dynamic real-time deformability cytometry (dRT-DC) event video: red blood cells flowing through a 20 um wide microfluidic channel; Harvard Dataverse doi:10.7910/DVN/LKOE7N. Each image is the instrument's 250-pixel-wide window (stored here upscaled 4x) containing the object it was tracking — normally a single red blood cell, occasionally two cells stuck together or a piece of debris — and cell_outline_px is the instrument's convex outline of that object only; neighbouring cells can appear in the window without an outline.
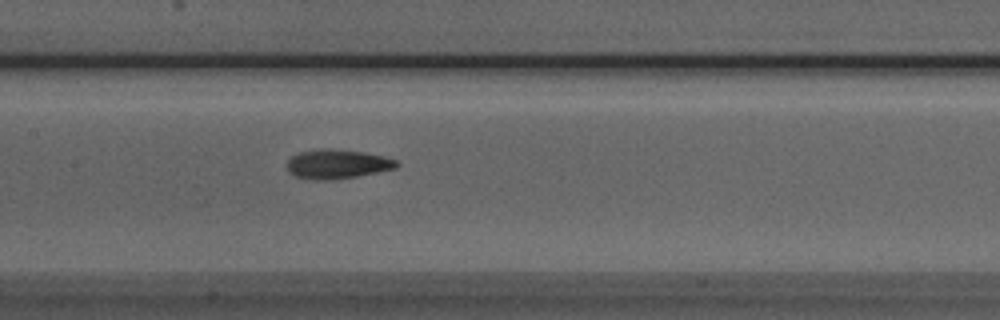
{"species": "Egyptian fruit bat (a non-hibernating species)", "species_latin": "Rousettus aegyptiacus", "temperature_condition": "room temperature", "stored_images_in_passage": 36, "camera_frame_rate_fps": 3000, "um_per_image_px": 0.085, "animal": {"sex": "male"}, "frame": {"image": 1, "passage_image": 13, "time_ms": 4.0, "image_size_px": [1000, 320], "cell_outline_px": [[400, 164], [396, 168], [356, 176], [328, 180], [316, 180], [296, 176], [288, 172], [284, 164], [292, 156], [300, 152], [320, 148], [332, 148], [364, 152], [384, 156], [396, 160]], "centroid_in_image_um": [28.63, 13.93], "position_along_channel_um": 178.8, "area_um2": 18.79}}
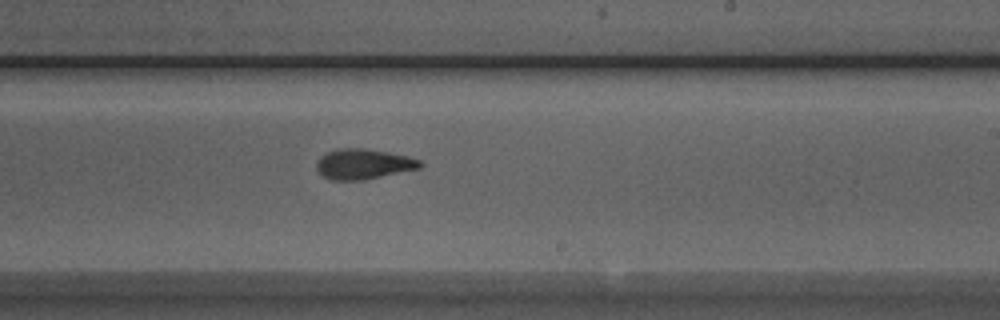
{"frame": {"image": 2, "passage_image": 19, "time_ms": 6.0, "image_size_px": [1000, 320], "cell_outline_px": [[424, 164], [420, 168], [364, 180], [332, 180], [324, 176], [316, 168], [316, 164], [320, 156], [336, 148], [364, 148], [388, 152], [408, 156], [420, 160]], "centroid_in_image_um": [30.9, 13.94], "position_along_channel_um": 258.1, "area_um2": 18.26}}
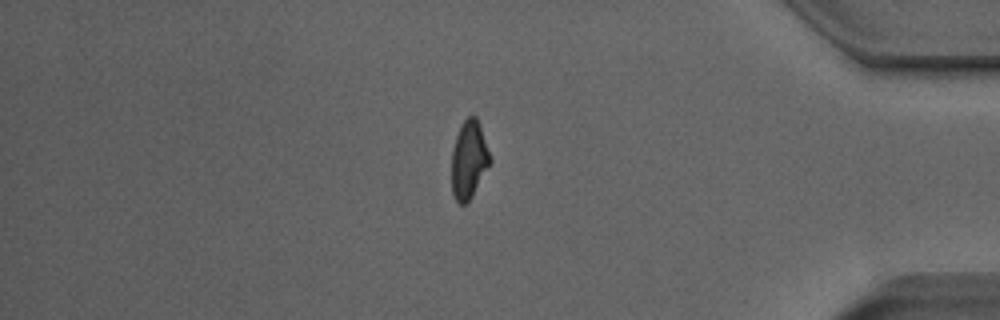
{"frame": {"image": 3, "passage_image": 32, "time_ms": 10.333, "image_size_px": [1000, 320], "cell_outline_px": [[492, 160], [472, 196], [464, 204], [460, 204], [456, 200], [452, 192], [452, 152], [456, 136], [460, 124], [468, 116], [476, 116], [480, 124]], "centroid_in_image_um": [39.86, 13.54], "position_along_channel_um": 395.3, "area_um2": 17.34}, "authors_computed_cell_mechanics": {"area_um2": 18.3804, "velocity_mm_per_s": 3.9867, "shape_relaxation_time_tau1_ms": 6.1025, "shape_relaxation_time_tau2_ms": 3.5594, "deformation_change_tau1": 0.2077, "deformation_change_tau2": 0.1213}}